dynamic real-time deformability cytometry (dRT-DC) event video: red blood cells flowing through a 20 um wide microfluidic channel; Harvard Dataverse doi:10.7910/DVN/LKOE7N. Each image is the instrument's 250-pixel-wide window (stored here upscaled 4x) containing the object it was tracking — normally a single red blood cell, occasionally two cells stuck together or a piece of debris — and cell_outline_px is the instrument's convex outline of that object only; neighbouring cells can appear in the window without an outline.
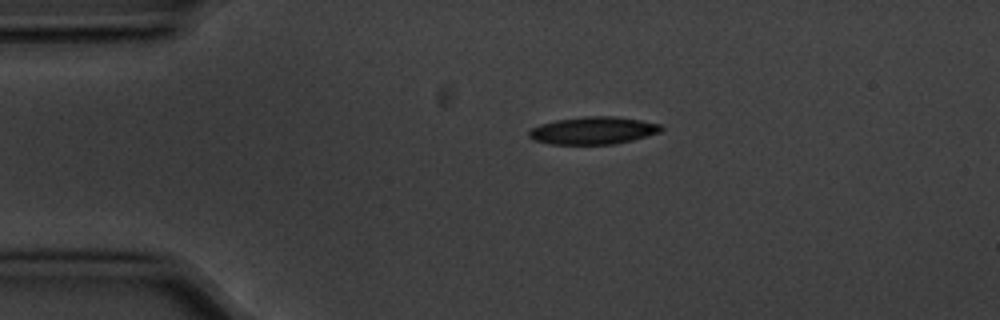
{"species": "common noctule bat (a hibernating species)", "species_latin": "Nyctalus noctula", "temperature_condition": "cold", "stored_images_in_passage": 4, "camera_frame_rate_fps": 3000, "um_per_image_px": 0.085, "animal": {"sex": "male", "body_mass_g": 20.1, "forearm_length_mm": 53.5}, "frame": {"image": 1, "passage_image": 1, "time_ms": 0.0, "image_size_px": [1000, 320], "cell_outline_px": [[664, 128], [660, 132], [632, 140], [612, 144], [548, 144], [532, 140], [528, 136], [528, 132], [532, 128], [540, 124], [556, 120], [584, 116], [616, 116], [640, 120], [660, 124]], "centroid_in_image_um": [50.39, 11.09], "position_along_channel_um": 34.6, "area_um2": 21.21}}
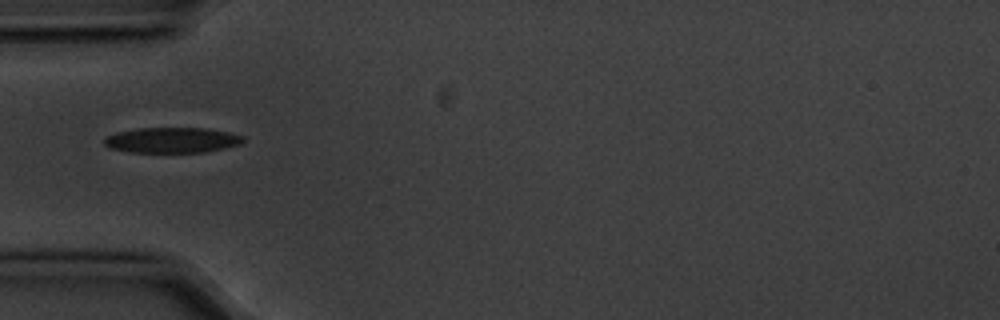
{"frame": {"image": 2, "passage_image": 3, "time_ms": 0.667, "image_size_px": [1000, 320], "cell_outline_px": [[244, 140], [240, 144], [224, 148], [204, 152], [128, 152], [108, 148], [104, 144], [104, 136], [116, 132], [136, 128], [204, 128], [228, 132], [244, 136]], "centroid_in_image_um": [14.56, 11.91], "position_along_channel_um": 70.4, "area_um2": 20.69}}